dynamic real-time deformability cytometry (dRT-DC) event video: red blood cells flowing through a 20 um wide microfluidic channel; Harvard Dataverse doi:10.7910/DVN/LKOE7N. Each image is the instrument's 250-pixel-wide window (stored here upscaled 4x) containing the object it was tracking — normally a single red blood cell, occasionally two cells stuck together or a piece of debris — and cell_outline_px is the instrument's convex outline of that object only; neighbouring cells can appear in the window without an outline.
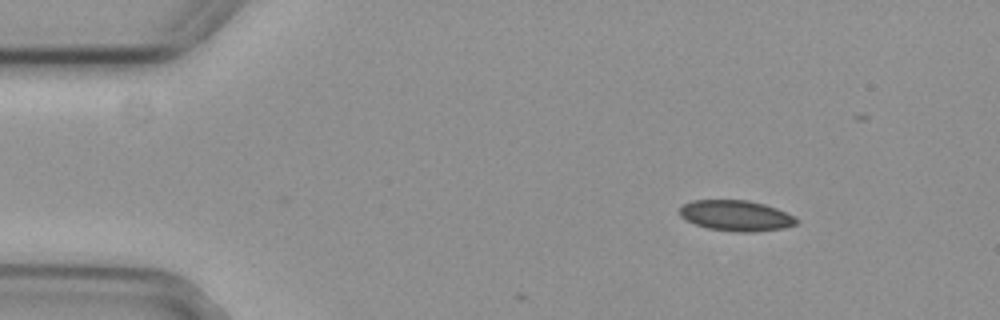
{"species": "common noctule bat (a hibernating species)", "species_latin": "Nyctalus noctula", "temperature_condition": "cold", "stored_images_in_passage": 3, "camera_frame_rate_fps": 3000, "um_per_image_px": 0.085, "animal": {"sex": "female", "body_mass_g": 29.2, "forearm_length_mm": 56.3}, "frame": {"image": 1, "passage_image": 3, "time_ms": 0.667, "image_size_px": [1000, 320], "cell_outline_px": [[800, 220], [796, 224], [784, 228], [752, 232], [736, 232], [708, 228], [696, 224], [680, 216], [680, 208], [684, 204], [692, 200], [748, 200], [764, 204], [776, 208]], "centroid_in_image_um": [62.57, 18.33], "position_along_channel_um": 22.4, "area_um2": 20.69}}